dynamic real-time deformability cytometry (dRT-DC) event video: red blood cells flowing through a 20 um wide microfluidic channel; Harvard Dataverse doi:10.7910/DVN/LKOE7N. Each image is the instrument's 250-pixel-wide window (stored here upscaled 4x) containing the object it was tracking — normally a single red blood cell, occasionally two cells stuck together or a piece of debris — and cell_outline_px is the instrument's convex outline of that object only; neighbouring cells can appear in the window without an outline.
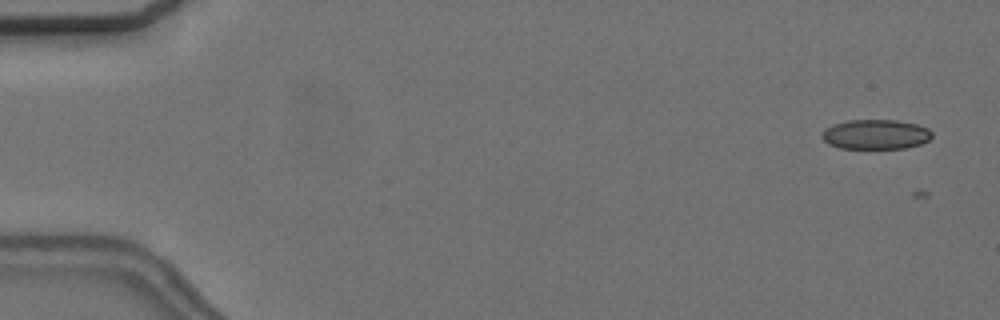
{"species": "common noctule bat (a hibernating species)", "species_latin": "Nyctalus noctula", "temperature_condition": "cold", "stored_images_in_passage": 4, "camera_frame_rate_fps": 3000, "um_per_image_px": 0.085, "animal": {"sex": "female", "body_mass_g": 24.6, "forearm_length_mm": 56.2}, "frame": {"image": 1, "passage_image": 1, "time_ms": 0.0, "image_size_px": [1000, 320], "cell_outline_px": [[932, 136], [928, 140], [920, 144], [904, 148], [840, 148], [828, 144], [820, 136], [824, 128], [832, 124], [848, 120], [896, 120], [916, 124], [928, 128], [932, 132]], "centroid_in_image_um": [74.4, 11.41], "position_along_channel_um": 10.6, "area_um2": 19.13}}